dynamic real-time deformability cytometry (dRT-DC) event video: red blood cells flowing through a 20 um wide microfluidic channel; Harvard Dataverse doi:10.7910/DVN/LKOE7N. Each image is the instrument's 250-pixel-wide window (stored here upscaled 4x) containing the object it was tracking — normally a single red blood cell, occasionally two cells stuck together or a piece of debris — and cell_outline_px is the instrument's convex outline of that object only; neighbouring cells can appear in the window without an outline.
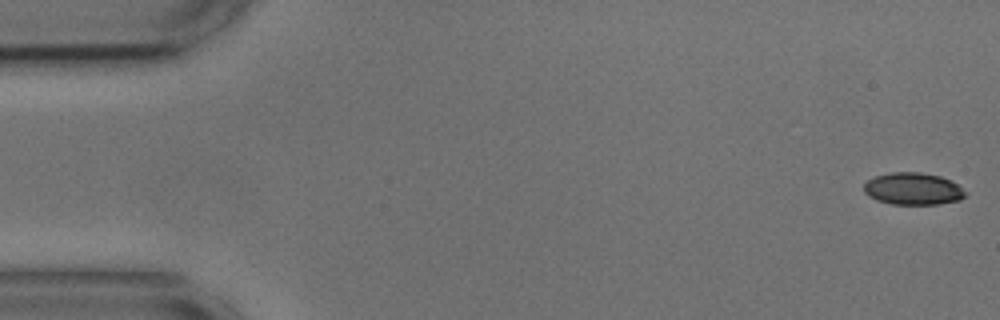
{"species": "common noctule bat (a hibernating species)", "species_latin": "Nyctalus noctula", "temperature_condition": "cold", "stored_images_in_passage": 11, "camera_frame_rate_fps": 3000, "um_per_image_px": 0.085, "animal": {"sex": "male", "body_mass_g": 17.9, "forearm_length_mm": 54.2}, "frame": {"image": 1, "passage_image": 1, "time_ms": 0.0, "image_size_px": [1000, 320], "cell_outline_px": [[968, 192], [960, 200], [940, 204], [892, 204], [876, 200], [868, 196], [864, 192], [864, 184], [868, 180], [876, 176], [892, 172], [920, 172], [940, 176], [956, 184]], "centroid_in_image_um": [77.6, 16.05], "position_along_channel_um": 7.4, "area_um2": 18.96}}